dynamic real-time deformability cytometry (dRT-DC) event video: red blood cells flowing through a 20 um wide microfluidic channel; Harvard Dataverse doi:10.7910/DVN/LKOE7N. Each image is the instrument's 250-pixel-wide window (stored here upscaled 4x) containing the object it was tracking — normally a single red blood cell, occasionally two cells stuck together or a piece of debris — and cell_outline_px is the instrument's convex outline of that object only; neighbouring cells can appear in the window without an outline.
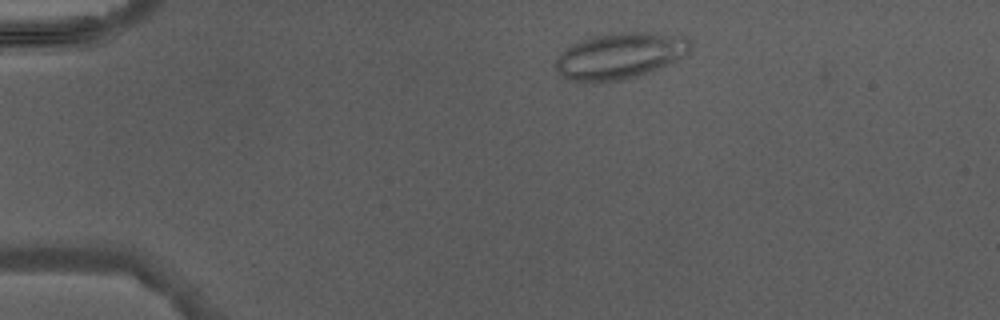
{"species": "Egyptian fruit bat (a non-hibernating species)", "species_latin": "Rousettus aegyptiacus", "temperature_condition": "warm", "stored_images_in_passage": 3, "camera_frame_rate_fps": 3000, "um_per_image_px": 0.085, "animal": {"sex": "male"}, "frame": {"image": 1, "passage_image": 2, "time_ms": 1.0, "image_size_px": [1000, 320], "cell_outline_px": [[688, 52], [668, 64], [652, 72], [640, 76], [624, 80], [600, 84], [592, 84], [568, 80], [556, 68], [556, 60], [564, 48], [580, 40], [596, 36], [620, 32], [660, 32], [684, 36], [688, 40]], "centroid_in_image_um": [52.66, 4.78], "position_along_channel_um": 32.3, "area_um2": 36.65}}